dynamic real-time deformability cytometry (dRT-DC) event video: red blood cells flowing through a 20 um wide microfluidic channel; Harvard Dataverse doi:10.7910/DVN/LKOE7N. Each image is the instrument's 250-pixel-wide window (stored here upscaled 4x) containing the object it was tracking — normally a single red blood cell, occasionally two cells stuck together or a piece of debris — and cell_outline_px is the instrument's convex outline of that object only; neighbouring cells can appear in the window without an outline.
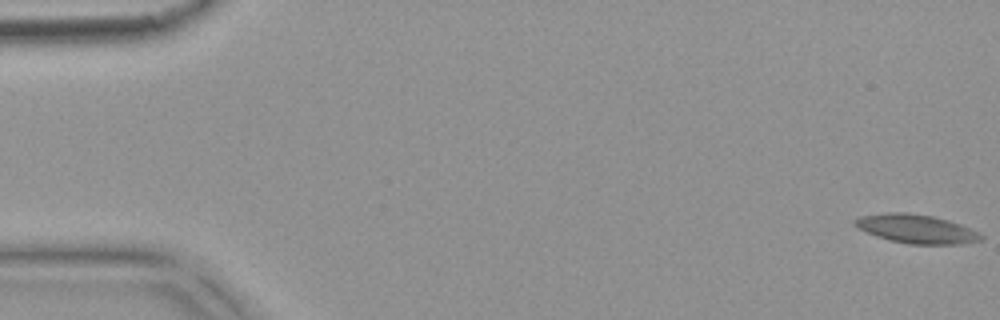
{"species": "common noctule bat (a hibernating species)", "species_latin": "Nyctalus noctula", "temperature_condition": "warm", "stored_images_in_passage": 6, "camera_frame_rate_fps": 3000, "um_per_image_px": 0.085, "animal": {"sex": "female", "body_mass_g": 18.4}, "frame": {"image": 1, "passage_image": 1, "time_ms": 0.0, "image_size_px": [1000, 320], "cell_outline_px": [[984, 236], [980, 240], [960, 244], [908, 244], [888, 240], [876, 236], [852, 224], [852, 220], [860, 216], [892, 212], [908, 212], [932, 216], [948, 220], [960, 224]], "centroid_in_image_um": [77.85, 19.45], "position_along_channel_um": 7.2, "area_um2": 20.98}}